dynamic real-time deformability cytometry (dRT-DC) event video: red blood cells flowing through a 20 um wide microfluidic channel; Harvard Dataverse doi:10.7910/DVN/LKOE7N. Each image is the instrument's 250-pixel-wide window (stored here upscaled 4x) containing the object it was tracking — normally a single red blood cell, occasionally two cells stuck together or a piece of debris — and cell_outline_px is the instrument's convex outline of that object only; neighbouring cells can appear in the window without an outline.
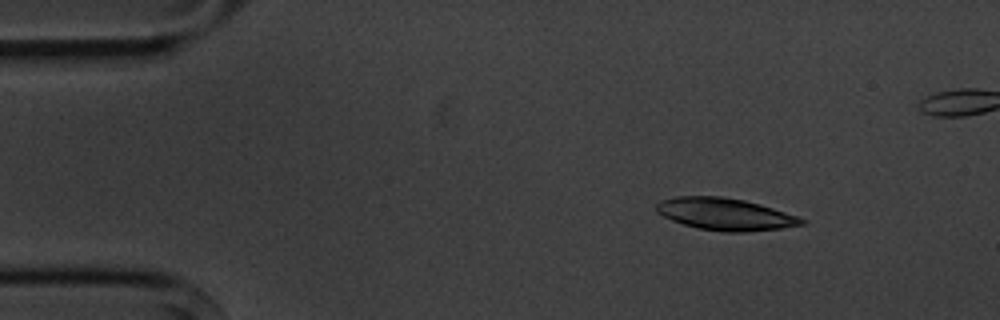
{"species": "common noctule bat (a hibernating species)", "species_latin": "Nyctalus noctula", "temperature_condition": "cold", "stored_images_in_passage": 4, "camera_frame_rate_fps": 3000, "um_per_image_px": 0.085, "animal": {"sex": "male", "body_mass_g": 20.1, "forearm_length_mm": 53.5}, "frame": {"image": 1, "passage_image": 1, "time_ms": 0.0, "image_size_px": [1000, 320], "cell_outline_px": [[804, 224], [780, 228], [744, 232], [724, 232], [696, 228], [672, 220], [656, 212], [656, 204], [660, 200], [676, 196], [720, 196], [744, 200], [760, 204], [796, 216], [804, 220]], "centroid_in_image_um": [61.58, 18.2], "position_along_channel_um": 23.4, "area_um2": 26.93}}